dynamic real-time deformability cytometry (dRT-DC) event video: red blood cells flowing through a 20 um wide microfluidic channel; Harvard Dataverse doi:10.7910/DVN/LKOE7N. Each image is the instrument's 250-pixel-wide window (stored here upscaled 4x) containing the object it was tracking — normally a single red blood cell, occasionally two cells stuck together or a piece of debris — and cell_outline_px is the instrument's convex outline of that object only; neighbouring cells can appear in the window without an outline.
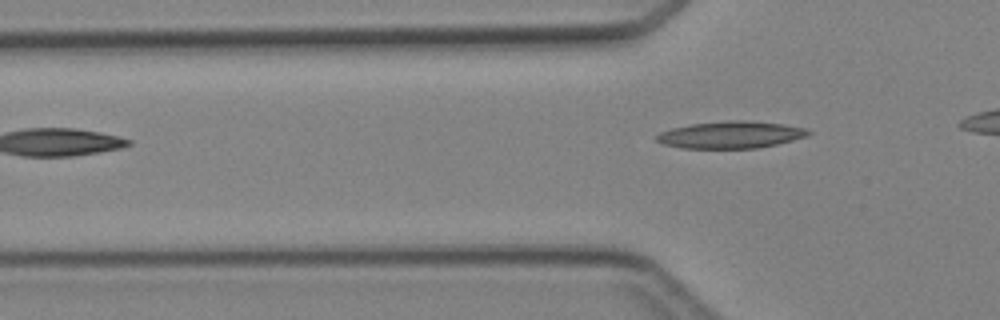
{"species": "Egyptian fruit bat (a non-hibernating species)", "species_latin": "Rousettus aegyptiacus", "temperature_condition": "cold", "stored_images_in_passage": 2, "camera_frame_rate_fps": 3000, "um_per_image_px": 0.085, "animal": {"sex": "female"}, "frame": {"image": 1, "passage_image": 2, "time_ms": 1.0, "image_size_px": [1000, 320], "cell_outline_px": [[812, 132], [804, 136], [792, 140], [776, 144], [756, 148], [680, 148], [664, 144], [656, 140], [656, 136], [660, 132], [672, 128], [692, 124], [728, 120], [744, 120], [780, 124], [804, 128]], "centroid_in_image_um": [62.06, 11.46], "position_along_channel_um": 63.7, "area_um2": 23.52}}